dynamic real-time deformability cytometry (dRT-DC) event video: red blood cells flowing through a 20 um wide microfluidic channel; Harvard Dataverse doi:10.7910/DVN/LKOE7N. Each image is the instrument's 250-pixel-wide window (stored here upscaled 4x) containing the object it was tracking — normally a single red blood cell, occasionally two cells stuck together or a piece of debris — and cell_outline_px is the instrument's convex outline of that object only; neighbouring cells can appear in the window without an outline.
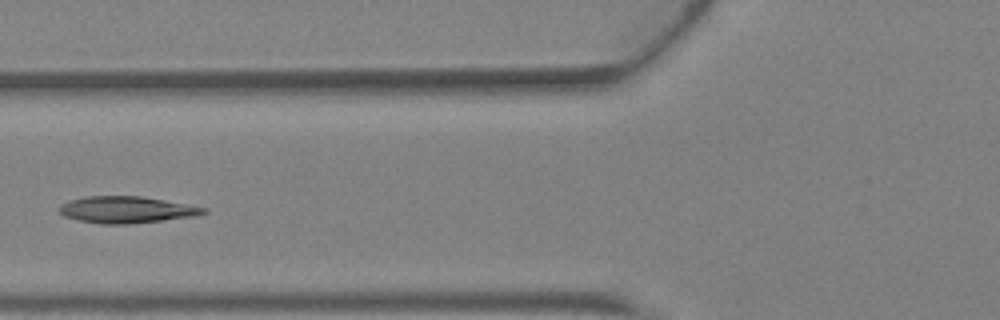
{"species": "Egyptian fruit bat (a non-hibernating species)", "species_latin": "Rousettus aegyptiacus", "temperature_condition": "warm", "stored_images_in_passage": 6, "camera_frame_rate_fps": 3000, "um_per_image_px": 0.085, "animal": {"sex": "female"}, "frame": {"image": 1, "passage_image": 6, "time_ms": 1.667, "image_size_px": [1000, 320], "cell_outline_px": [[208, 212], [196, 216], [128, 224], [100, 224], [80, 220], [64, 216], [56, 208], [60, 204], [72, 200], [88, 196], [140, 196], [164, 200], [208, 208]], "centroid_in_image_um": [10.75, 17.83], "position_along_channel_um": 115.0, "area_um2": 22.31}}